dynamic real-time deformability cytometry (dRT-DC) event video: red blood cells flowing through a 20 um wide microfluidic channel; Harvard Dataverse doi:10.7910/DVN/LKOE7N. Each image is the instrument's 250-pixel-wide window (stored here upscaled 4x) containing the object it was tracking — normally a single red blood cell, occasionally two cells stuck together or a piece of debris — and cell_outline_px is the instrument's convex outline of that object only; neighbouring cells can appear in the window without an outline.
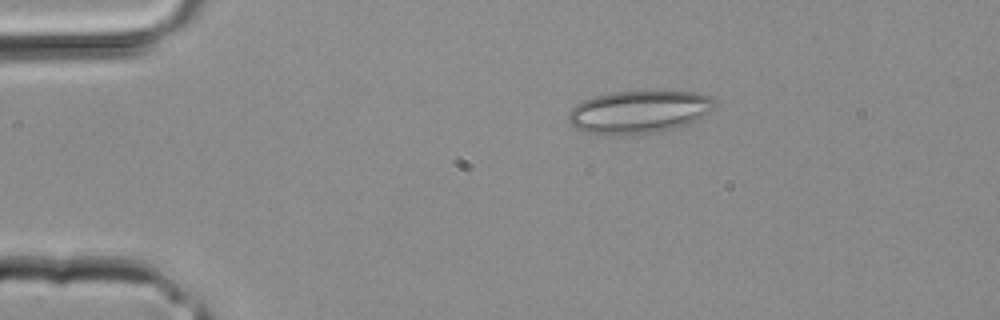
{"species": "common noctule bat (a hibernating species)", "species_latin": "Nyctalus noctula", "temperature_condition": "room temperature", "stored_images_in_passage": 2, "camera_frame_rate_fps": 3000, "um_per_image_px": 0.085, "animal": {"sex": "male", "body_mass_g": 20.4}, "frame": {"image": 1, "passage_image": 1, "time_ms": 0.0, "image_size_px": [1000, 320], "cell_outline_px": [[716, 104], [712, 112], [688, 124], [676, 128], [652, 132], [620, 136], [612, 136], [584, 132], [576, 128], [568, 120], [568, 112], [576, 104], [584, 100], [596, 96], [612, 92], [692, 92], [712, 96], [716, 100]], "centroid_in_image_um": [54.33, 9.53], "position_along_channel_um": 30.7, "area_um2": 36.59}}